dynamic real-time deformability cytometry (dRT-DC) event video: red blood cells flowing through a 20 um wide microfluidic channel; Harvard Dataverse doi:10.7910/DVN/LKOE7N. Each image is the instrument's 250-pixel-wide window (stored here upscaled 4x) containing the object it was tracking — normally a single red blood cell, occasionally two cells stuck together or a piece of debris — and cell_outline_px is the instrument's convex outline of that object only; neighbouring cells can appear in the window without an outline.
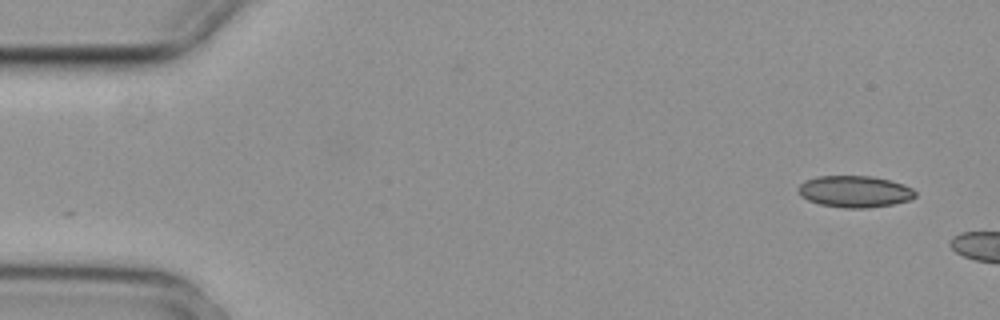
{"species": "common noctule bat (a hibernating species)", "species_latin": "Nyctalus noctula", "temperature_condition": "cold", "stored_images_in_passage": 6, "camera_frame_rate_fps": 3000, "um_per_image_px": 0.085, "animal": {"sex": "female", "body_mass_g": 29.2, "forearm_length_mm": 56.3}, "frame": {"image": 1, "passage_image": 1, "time_ms": 0.0, "image_size_px": [1000, 320], "cell_outline_px": [[916, 196], [908, 200], [892, 204], [868, 208], [844, 208], [820, 204], [808, 200], [800, 196], [796, 188], [804, 180], [816, 176], [872, 176], [904, 184], [912, 188], [916, 192]], "centroid_in_image_um": [72.61, 16.27], "position_along_channel_um": 12.4, "area_um2": 21.68}}